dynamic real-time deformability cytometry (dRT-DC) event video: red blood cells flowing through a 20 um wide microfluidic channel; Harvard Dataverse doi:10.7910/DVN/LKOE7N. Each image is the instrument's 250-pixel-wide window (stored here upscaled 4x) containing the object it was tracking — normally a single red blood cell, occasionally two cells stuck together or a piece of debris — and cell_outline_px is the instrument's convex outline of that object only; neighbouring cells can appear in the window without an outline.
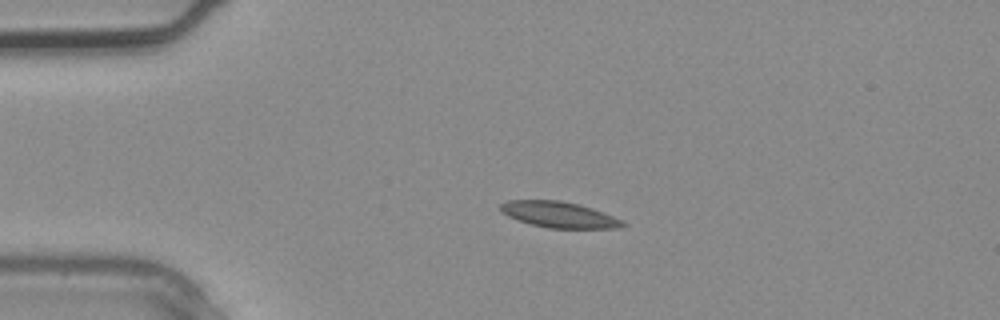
{"species": "common noctule bat (a hibernating species)", "species_latin": "Nyctalus noctula", "temperature_condition": "warm", "stored_images_in_passage": 4, "camera_frame_rate_fps": 3000, "um_per_image_px": 0.085, "animal": {"sex": "male", "body_mass_g": 20.4}, "frame": {"image": 1, "passage_image": 3, "time_ms": 0.667, "image_size_px": [1000, 320], "cell_outline_px": [[628, 224], [620, 228], [548, 228], [532, 224], [508, 216], [500, 212], [500, 204], [508, 200], [560, 200], [580, 204], [604, 212], [624, 220]], "centroid_in_image_um": [47.56, 18.24], "position_along_channel_um": 37.4, "area_um2": 18.61}}